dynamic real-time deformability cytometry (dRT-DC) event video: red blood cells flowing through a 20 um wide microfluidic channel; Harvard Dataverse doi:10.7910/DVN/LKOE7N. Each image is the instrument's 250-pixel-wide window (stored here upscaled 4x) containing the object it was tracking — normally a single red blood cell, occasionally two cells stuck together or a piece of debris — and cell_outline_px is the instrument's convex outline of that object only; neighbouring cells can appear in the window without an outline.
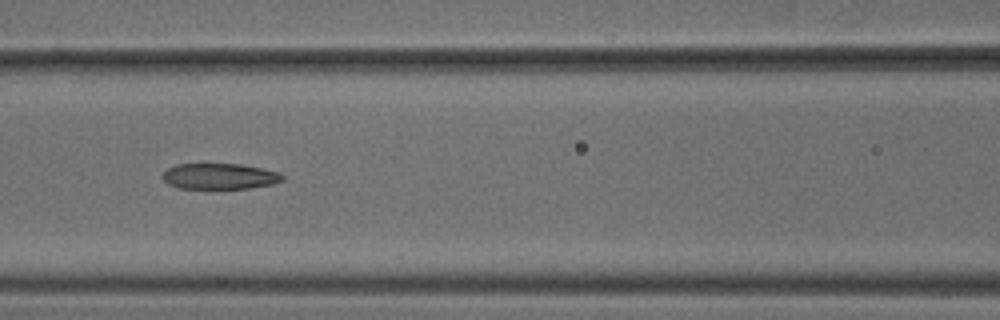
{"species": "common noctule bat (a hibernating species)", "species_latin": "Nyctalus noctula", "temperature_condition": "cold", "stored_images_in_passage": 9, "camera_frame_rate_fps": 3000, "um_per_image_px": 0.085, "animal": {"sex": "male", "body_mass_g": 18.8}, "frame": {"image": 1, "passage_image": 7, "time_ms": 2.0, "image_size_px": [1000, 320], "cell_outline_px": [[284, 180], [272, 184], [248, 188], [212, 192], [176, 188], [168, 184], [164, 180], [164, 172], [168, 168], [176, 164], [240, 164], [280, 172], [284, 176]], "centroid_in_image_um": [18.64, 15.04], "position_along_channel_um": 148.0, "area_um2": 18.96}}
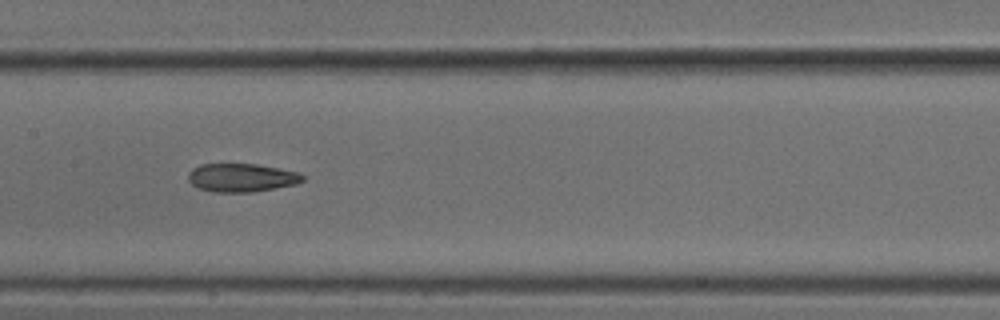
{"frame": {"image": 2, "passage_image": 8, "time_ms": 2.333, "image_size_px": [1000, 320], "cell_outline_px": [[304, 180], [296, 184], [252, 192], [216, 192], [200, 188], [192, 184], [188, 180], [188, 172], [192, 168], [200, 164], [256, 164], [296, 172], [304, 176]], "centroid_in_image_um": [20.5, 15.1], "position_along_channel_um": 186.9, "area_um2": 18.73}}
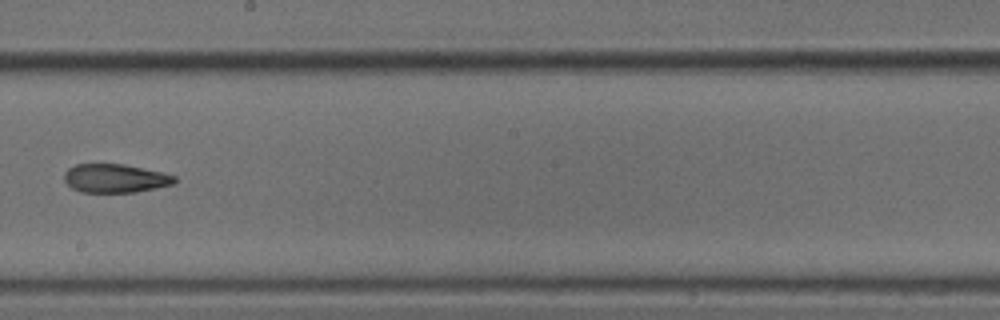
{"frame": {"image": 3, "passage_image": 9, "time_ms": 2.667, "image_size_px": [1000, 320], "cell_outline_px": [[176, 184], [136, 192], [80, 192], [72, 188], [64, 180], [64, 172], [68, 168], [76, 164], [124, 164], [164, 172], [176, 176]], "centroid_in_image_um": [9.82, 15.15], "position_along_channel_um": 238.4, "area_um2": 18.61}}